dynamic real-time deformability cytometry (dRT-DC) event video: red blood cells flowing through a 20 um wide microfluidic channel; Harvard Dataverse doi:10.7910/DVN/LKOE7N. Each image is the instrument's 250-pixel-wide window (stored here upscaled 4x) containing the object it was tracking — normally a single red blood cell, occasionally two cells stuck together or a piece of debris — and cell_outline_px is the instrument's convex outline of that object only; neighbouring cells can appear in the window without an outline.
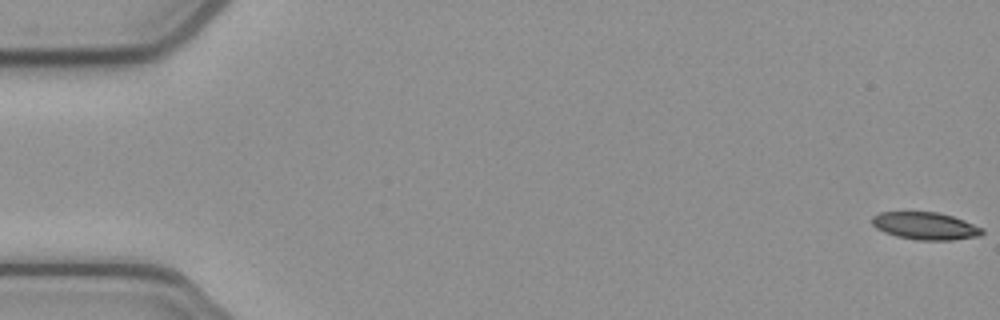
{"species": "common noctule bat (a hibernating species)", "species_latin": "Nyctalus noctula", "temperature_condition": "cold", "stored_images_in_passage": 54, "camera_frame_rate_fps": 3000, "um_per_image_px": 0.085, "animal": {"sex": "female", "body_mass_g": 21.9}, "frame": {"image": 1, "passage_image": 1, "time_ms": 0.0, "image_size_px": [1000, 320], "cell_outline_px": [[984, 232], [980, 236], [952, 240], [916, 240], [896, 236], [884, 232], [876, 228], [872, 224], [872, 216], [880, 212], [936, 212], [952, 216], [964, 220], [984, 228]], "centroid_in_image_um": [78.66, 19.21], "position_along_channel_um": 6.3, "area_um2": 17.69}}
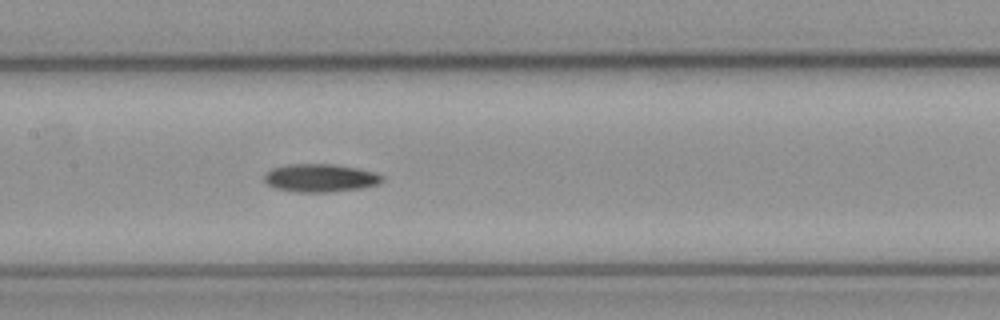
{"frame": {"image": 2, "passage_image": 26, "time_ms": 8.333, "image_size_px": [1000, 320], "cell_outline_px": [[384, 180], [380, 184], [360, 188], [328, 192], [300, 192], [276, 188], [268, 184], [264, 180], [264, 172], [272, 168], [284, 164], [336, 164], [360, 168], [376, 172], [384, 176]], "centroid_in_image_um": [27.25, 15.11], "position_along_channel_um": 180.1, "area_um2": 19.54}}
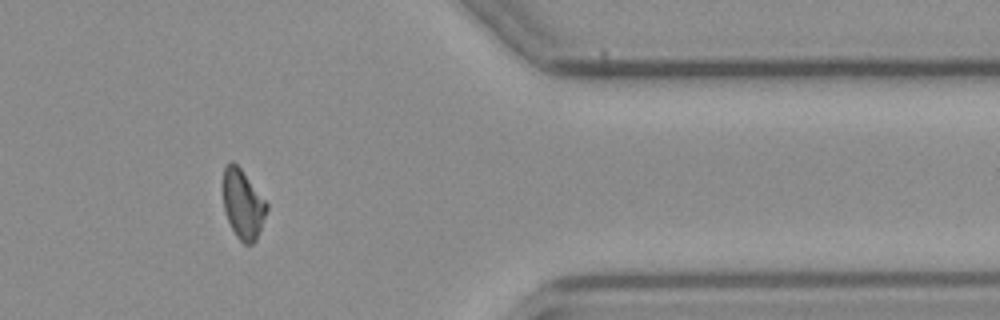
{"frame": {"image": 3, "passage_image": 44, "time_ms": 14.333, "image_size_px": [1000, 320], "cell_outline_px": [[268, 208], [256, 240], [252, 244], [244, 244], [236, 236], [224, 212], [224, 168], [232, 160], [240, 168], [268, 204]], "centroid_in_image_um": [20.65, 17.38], "position_along_channel_um": 390.7, "area_um2": 17.22}}